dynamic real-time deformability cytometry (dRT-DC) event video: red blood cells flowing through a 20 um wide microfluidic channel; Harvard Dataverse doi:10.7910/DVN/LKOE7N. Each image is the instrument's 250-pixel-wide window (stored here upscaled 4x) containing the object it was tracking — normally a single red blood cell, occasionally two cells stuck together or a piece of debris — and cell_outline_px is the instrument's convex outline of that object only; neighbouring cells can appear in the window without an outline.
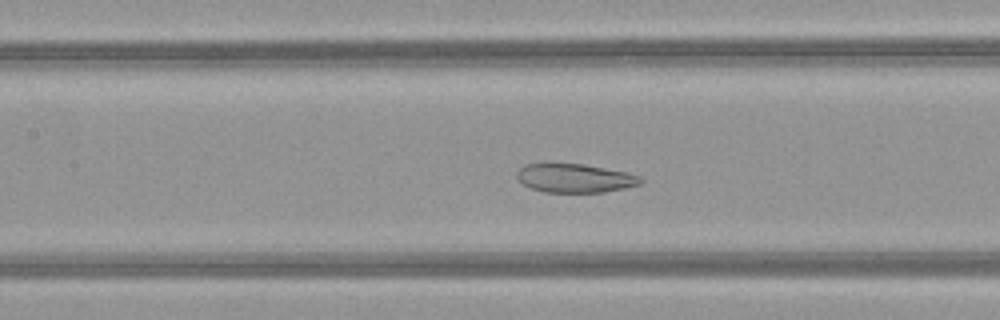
{"species": "common noctule bat (a hibernating species)", "species_latin": "Nyctalus noctula", "temperature_condition": "warm", "stored_images_in_passage": 51, "camera_frame_rate_fps": 3000, "um_per_image_px": 0.085, "animal": {"sex": "female", "body_mass_g": 21.9}, "frame": {"image": 1, "passage_image": 24, "time_ms": 7.667, "image_size_px": [1000, 320], "cell_outline_px": [[644, 180], [640, 184], [624, 188], [604, 192], [544, 192], [532, 188], [524, 184], [516, 176], [516, 172], [524, 164], [584, 164], [628, 172], [640, 176]], "centroid_in_image_um": [48.9, 15.14], "position_along_channel_um": 158.5, "area_um2": 20.63}}
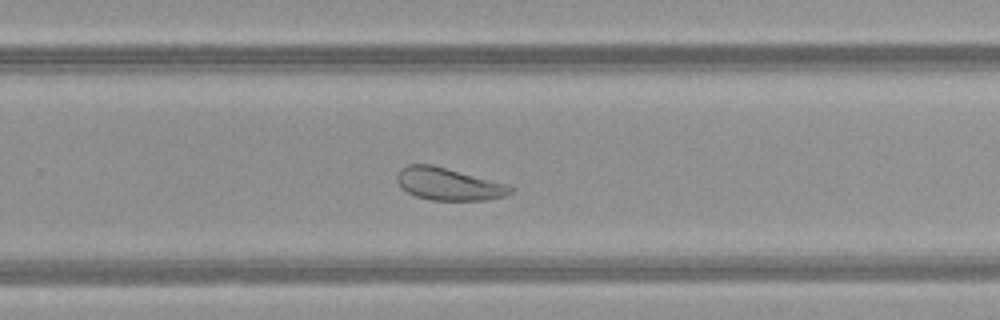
{"frame": {"image": 2, "passage_image": 34, "time_ms": 11.0, "image_size_px": [1000, 320], "cell_outline_px": [[512, 192], [504, 196], [488, 200], [432, 200], [416, 196], [400, 188], [396, 180], [396, 176], [400, 168], [408, 164], [432, 164], [508, 184], [512, 188]], "centroid_in_image_um": [38.09, 15.63], "position_along_channel_um": 291.7, "area_um2": 21.5}}
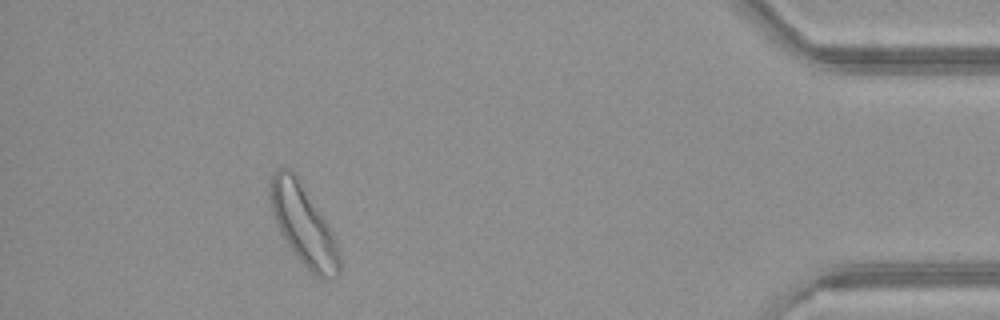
{"frame": {"image": 3, "passage_image": 47, "time_ms": 15.333, "image_size_px": [1000, 320], "cell_outline_px": [[340, 272], [336, 276], [328, 280], [316, 276], [300, 260], [288, 244], [280, 232], [272, 212], [268, 192], [268, 184], [272, 172], [276, 168], [292, 168], [296, 172], [328, 224], [332, 232], [340, 252]], "centroid_in_image_um": [25.77, 19.04], "position_along_channel_um": 409.4, "area_um2": 32.6}, "authors_computed_cell_mechanics": {"area_um2": 28.9, "velocity_mm_per_s": 4.0084, "shape_relaxation_time_tau1_ms": null, "shape_relaxation_time_tau2_ms": 4.1968, "deformation_change_tau1": null, "deformation_change_tau2": 0.1154}}